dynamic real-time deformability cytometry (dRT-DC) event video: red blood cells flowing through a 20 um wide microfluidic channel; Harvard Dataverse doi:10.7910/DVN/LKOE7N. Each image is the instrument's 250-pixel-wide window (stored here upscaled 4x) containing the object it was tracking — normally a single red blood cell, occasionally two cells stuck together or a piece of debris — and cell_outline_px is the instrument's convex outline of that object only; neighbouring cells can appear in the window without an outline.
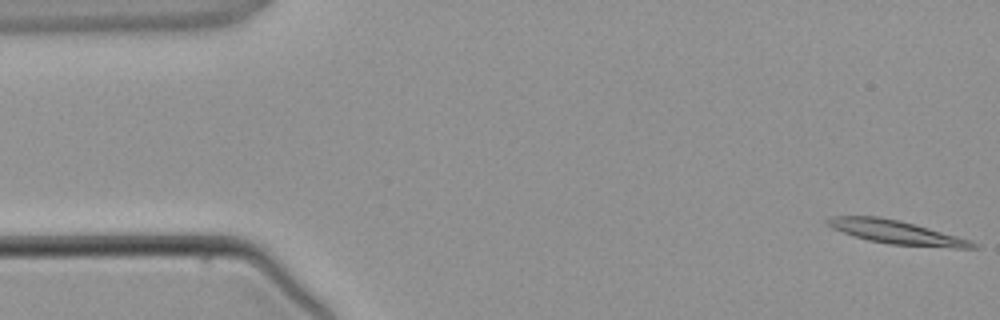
{"species": "common noctule bat (a hibernating species)", "species_latin": "Nyctalus noctula", "temperature_condition": "warm", "stored_images_in_passage": 5, "camera_frame_rate_fps": 3000, "um_per_image_px": 0.085, "animal": {"sex": "male", "body_mass_g": 21.5, "forearm_length_mm": 52.0}, "frame": {"image": 1, "passage_image": 1, "time_ms": 0.0, "image_size_px": [1000, 320], "cell_outline_px": [[980, 248], [952, 248], [888, 244], [868, 240], [832, 228], [824, 220], [832, 216], [880, 216], [900, 220], [972, 240], [980, 244]], "centroid_in_image_um": [76.27, 19.75], "position_along_channel_um": 8.7, "area_um2": 20.06}}
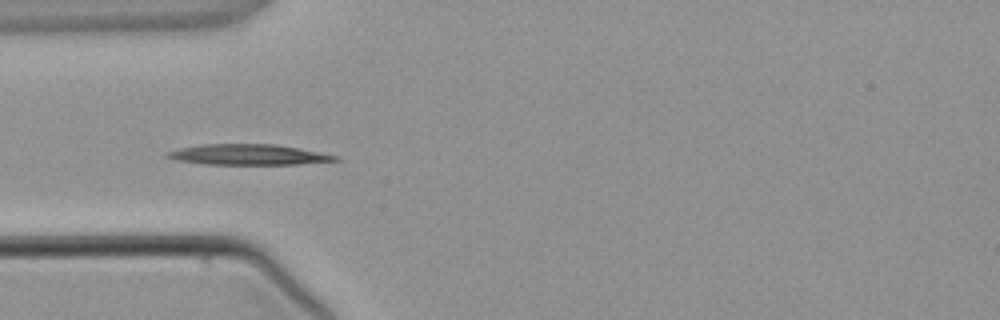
{"frame": {"image": 2, "passage_image": 4, "time_ms": 4.0, "image_size_px": [1000, 320], "cell_outline_px": [[344, 160], [300, 164], [204, 164], [176, 160], [164, 156], [168, 152], [180, 148], [200, 144], [276, 144], [340, 156]], "centroid_in_image_um": [21.15, 13.14], "position_along_channel_um": 63.8, "area_um2": 20.17}}
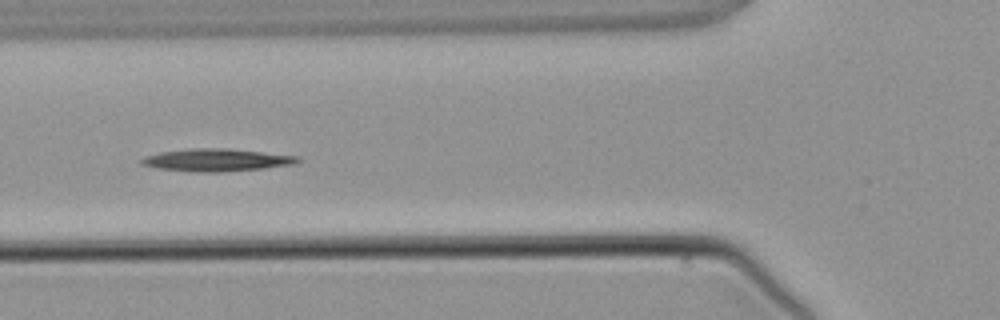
{"frame": {"image": 3, "passage_image": 5, "time_ms": 5.0, "image_size_px": [1000, 320], "cell_outline_px": [[300, 160], [296, 164], [264, 168], [224, 172], [192, 172], [156, 168], [140, 164], [140, 160], [148, 156], [160, 152], [192, 148], [228, 148], [300, 156]], "centroid_in_image_um": [18.44, 13.6], "position_along_channel_um": 107.4, "area_um2": 20.63}}